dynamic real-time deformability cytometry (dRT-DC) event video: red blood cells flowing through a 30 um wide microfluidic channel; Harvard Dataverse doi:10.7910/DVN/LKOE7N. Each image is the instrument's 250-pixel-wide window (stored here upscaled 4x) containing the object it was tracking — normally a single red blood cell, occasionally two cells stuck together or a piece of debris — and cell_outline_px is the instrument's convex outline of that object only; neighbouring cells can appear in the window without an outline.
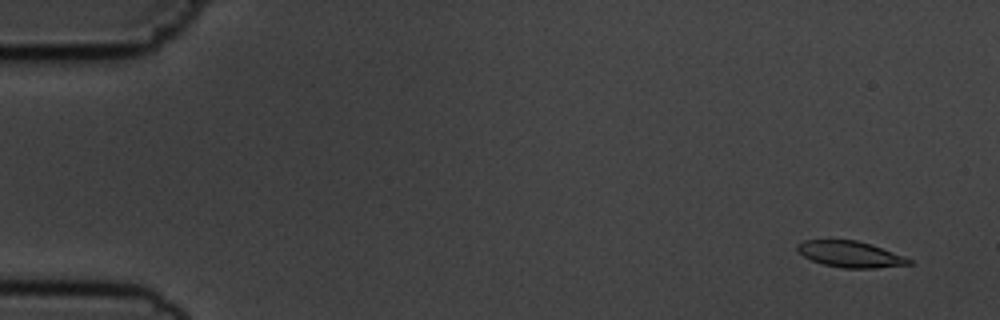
{"species": "common noctule bat (a hibernating species)", "species_latin": "Nyctalus noctula", "temperature_condition": "cold", "stored_images_in_passage": 8, "camera_frame_rate_fps": 3000, "um_per_image_px": 0.085, "animal": {"sex": "male", "body_mass_g": 19.5, "forearm_length_mm": 54.6}, "frame": {"image": 1, "passage_image": 1, "time_ms": 0.0, "image_size_px": [1000, 320], "cell_outline_px": [[916, 264], [876, 268], [844, 268], [824, 264], [812, 260], [804, 256], [796, 248], [796, 244], [804, 240], [856, 240], [872, 244], [904, 256], [912, 260]], "centroid_in_image_um": [72.32, 21.61], "position_along_channel_um": 12.7, "area_um2": 17.05}}
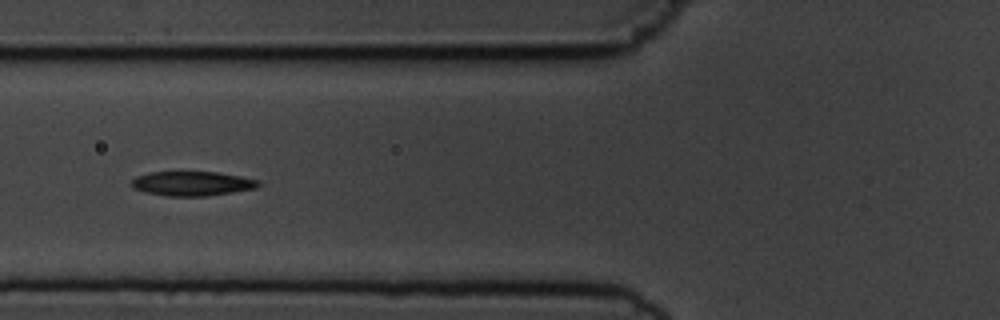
{"frame": {"image": 2, "passage_image": 6, "time_ms": 6.0, "image_size_px": [1000, 320], "cell_outline_px": [[260, 184], [256, 188], [232, 192], [204, 196], [168, 196], [144, 192], [132, 188], [132, 180], [136, 176], [148, 172], [180, 168], [216, 172], [240, 176], [260, 180]], "centroid_in_image_um": [16.26, 15.54], "position_along_channel_um": 109.5, "area_um2": 19.02}}
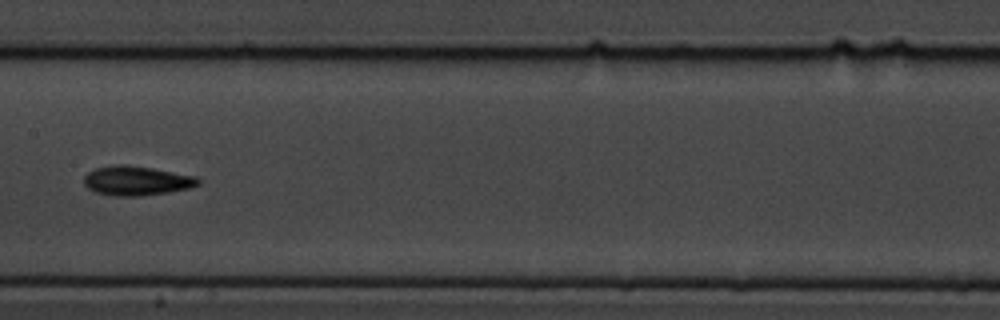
{"frame": {"image": 3, "passage_image": 8, "time_ms": 8.333, "image_size_px": [1000, 320], "cell_outline_px": [[200, 184], [192, 188], [168, 192], [140, 196], [116, 196], [96, 192], [88, 188], [84, 184], [84, 176], [88, 172], [96, 168], [120, 164], [124, 164], [152, 168], [196, 176], [200, 180]], "centroid_in_image_um": [11.63, 15.36], "position_along_channel_um": 195.8, "area_um2": 19.54}}